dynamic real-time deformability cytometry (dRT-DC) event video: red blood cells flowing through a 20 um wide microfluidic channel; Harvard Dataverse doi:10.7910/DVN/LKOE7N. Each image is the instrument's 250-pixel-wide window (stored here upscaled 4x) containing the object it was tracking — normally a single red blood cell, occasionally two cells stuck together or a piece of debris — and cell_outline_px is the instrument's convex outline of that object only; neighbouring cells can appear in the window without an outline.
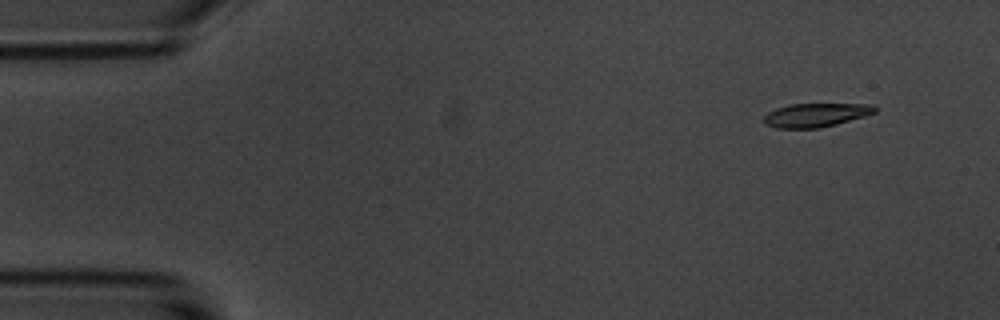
{"species": "common noctule bat (a hibernating species)", "species_latin": "Nyctalus noctula", "temperature_condition": "room temperature", "stored_images_in_passage": 5, "camera_frame_rate_fps": 3000, "um_per_image_px": 0.085, "animal": {"sex": "male", "body_mass_g": 20.1, "forearm_length_mm": 53.5}, "frame": {"image": 1, "passage_image": 2, "time_ms": 1.333, "image_size_px": [1000, 320], "cell_outline_px": [[876, 112], [864, 116], [836, 124], [820, 128], [776, 128], [764, 124], [764, 116], [768, 112], [776, 108], [788, 104], [872, 104], [876, 108]], "centroid_in_image_um": [69.31, 9.78], "position_along_channel_um": 15.7, "area_um2": 15.32}}
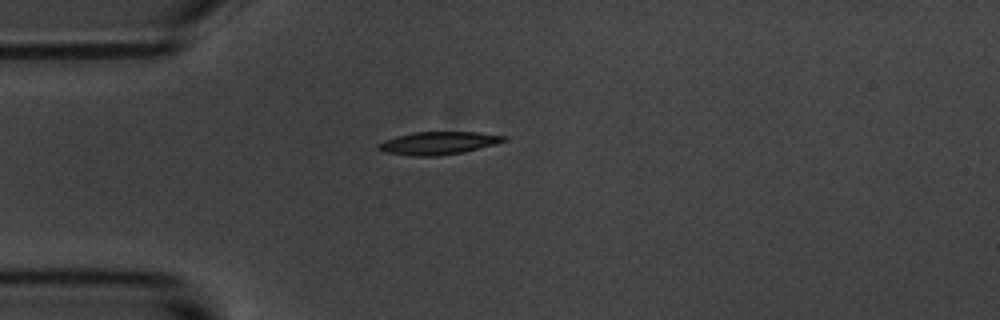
{"frame": {"image": 2, "passage_image": 5, "time_ms": 4.667, "image_size_px": [1000, 320], "cell_outline_px": [[508, 140], [496, 144], [464, 152], [440, 156], [416, 156], [384, 152], [376, 148], [376, 144], [384, 140], [396, 136], [416, 132], [476, 132], [508, 136]], "centroid_in_image_um": [37.26, 12.16], "position_along_channel_um": 47.7, "area_um2": 16.82}}